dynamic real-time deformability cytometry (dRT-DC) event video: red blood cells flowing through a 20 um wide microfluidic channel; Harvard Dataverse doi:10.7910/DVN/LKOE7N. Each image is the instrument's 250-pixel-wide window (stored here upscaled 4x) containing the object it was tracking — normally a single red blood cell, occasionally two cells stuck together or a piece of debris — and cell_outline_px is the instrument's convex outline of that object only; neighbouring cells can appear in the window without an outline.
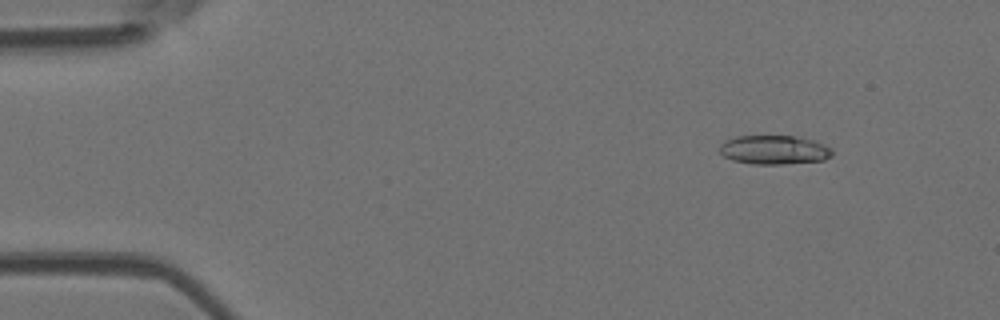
{"species": "Egyptian fruit bat (a non-hibernating species)", "species_latin": "Rousettus aegyptiacus", "temperature_condition": "room temperature", "stored_images_in_passage": 52, "camera_frame_rate_fps": 3000, "um_per_image_px": 0.085, "animal": {"sex": "female"}, "frame": {"image": 1, "passage_image": 6, "time_ms": 1.667, "image_size_px": [1000, 320], "cell_outline_px": [[832, 156], [824, 160], [784, 164], [752, 164], [732, 160], [724, 156], [720, 152], [720, 144], [724, 140], [736, 136], [796, 136], [816, 140], [832, 148]], "centroid_in_image_um": [65.82, 12.73], "position_along_channel_um": 19.2, "area_um2": 19.25}}
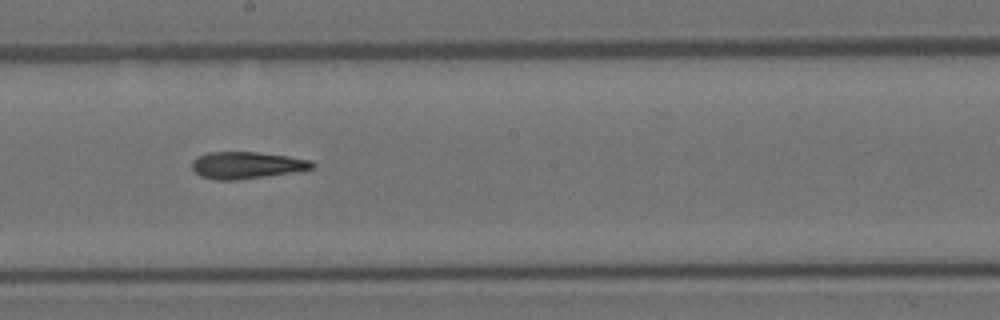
{"frame": {"image": 2, "passage_image": 29, "time_ms": 9.333, "image_size_px": [1000, 320], "cell_outline_px": [[316, 164], [312, 168], [292, 172], [240, 180], [216, 180], [200, 176], [192, 168], [192, 160], [196, 156], [208, 152], [256, 152], [288, 156], [312, 160]], "centroid_in_image_um": [20.94, 14.04], "position_along_channel_um": 227.3, "area_um2": 18.9}}
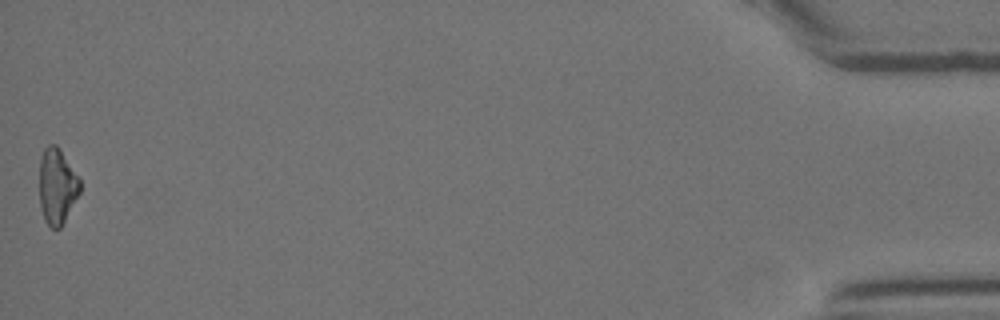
{"frame": {"image": 3, "passage_image": 52, "time_ms": 17.0, "image_size_px": [1000, 320], "cell_outline_px": [[80, 192], [60, 228], [52, 228], [44, 220], [40, 204], [40, 156], [44, 148], [48, 144], [56, 144], [60, 148], [80, 180]], "centroid_in_image_um": [4.84, 15.8], "position_along_channel_um": 430.4, "area_um2": 17.74}, "authors_computed_cell_mechanics": {"area_um2": 18.9584, "velocity_mm_per_s": 3.8943, "shape_relaxation_time_tau1_ms": null, "shape_relaxation_time_tau2_ms": 5.3447, "deformation_change_tau1": null, "deformation_change_tau2": 0.1558}}